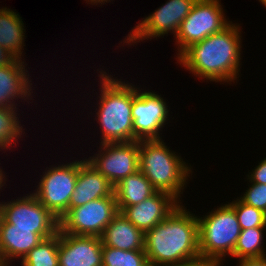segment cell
Here are the masks:
<instances>
[{
    "instance_id": "obj_1",
    "label": "cell",
    "mask_w": 266,
    "mask_h": 266,
    "mask_svg": "<svg viewBox=\"0 0 266 266\" xmlns=\"http://www.w3.org/2000/svg\"><path fill=\"white\" fill-rule=\"evenodd\" d=\"M241 28L239 23L232 22L221 32L190 45L175 63L202 81L223 85L239 82L243 60Z\"/></svg>"
},
{
    "instance_id": "obj_2",
    "label": "cell",
    "mask_w": 266,
    "mask_h": 266,
    "mask_svg": "<svg viewBox=\"0 0 266 266\" xmlns=\"http://www.w3.org/2000/svg\"><path fill=\"white\" fill-rule=\"evenodd\" d=\"M184 205L179 203L163 221L145 232L144 250L150 266L201 257L198 217Z\"/></svg>"
},
{
    "instance_id": "obj_3",
    "label": "cell",
    "mask_w": 266,
    "mask_h": 266,
    "mask_svg": "<svg viewBox=\"0 0 266 266\" xmlns=\"http://www.w3.org/2000/svg\"><path fill=\"white\" fill-rule=\"evenodd\" d=\"M99 69L96 73H99L100 94L95 92V113H89L95 114L93 120L100 126L102 136L99 135V144L133 142L132 101L136 96V85L125 79H118L115 74H109V70L106 73L105 69Z\"/></svg>"
},
{
    "instance_id": "obj_4",
    "label": "cell",
    "mask_w": 266,
    "mask_h": 266,
    "mask_svg": "<svg viewBox=\"0 0 266 266\" xmlns=\"http://www.w3.org/2000/svg\"><path fill=\"white\" fill-rule=\"evenodd\" d=\"M139 170L156 191L170 194L179 203L194 173L191 164L163 139L139 141Z\"/></svg>"
},
{
    "instance_id": "obj_5",
    "label": "cell",
    "mask_w": 266,
    "mask_h": 266,
    "mask_svg": "<svg viewBox=\"0 0 266 266\" xmlns=\"http://www.w3.org/2000/svg\"><path fill=\"white\" fill-rule=\"evenodd\" d=\"M198 217L199 253L212 266H223L232 256L241 228L234 208L221 203Z\"/></svg>"
},
{
    "instance_id": "obj_6",
    "label": "cell",
    "mask_w": 266,
    "mask_h": 266,
    "mask_svg": "<svg viewBox=\"0 0 266 266\" xmlns=\"http://www.w3.org/2000/svg\"><path fill=\"white\" fill-rule=\"evenodd\" d=\"M58 165V166H57ZM49 165L31 193L59 220L69 211L78 176V160Z\"/></svg>"
},
{
    "instance_id": "obj_7",
    "label": "cell",
    "mask_w": 266,
    "mask_h": 266,
    "mask_svg": "<svg viewBox=\"0 0 266 266\" xmlns=\"http://www.w3.org/2000/svg\"><path fill=\"white\" fill-rule=\"evenodd\" d=\"M225 13L221 0H197L174 37L178 50L175 59L190 45L228 27L232 21Z\"/></svg>"
},
{
    "instance_id": "obj_8",
    "label": "cell",
    "mask_w": 266,
    "mask_h": 266,
    "mask_svg": "<svg viewBox=\"0 0 266 266\" xmlns=\"http://www.w3.org/2000/svg\"><path fill=\"white\" fill-rule=\"evenodd\" d=\"M197 0H167L159 8L154 10L148 16H144L142 20L137 22L124 40L119 43L120 46H135L140 41L149 40L160 37L163 38L169 33L175 37L179 31L182 21L189 15L194 3Z\"/></svg>"
},
{
    "instance_id": "obj_9",
    "label": "cell",
    "mask_w": 266,
    "mask_h": 266,
    "mask_svg": "<svg viewBox=\"0 0 266 266\" xmlns=\"http://www.w3.org/2000/svg\"><path fill=\"white\" fill-rule=\"evenodd\" d=\"M0 216L12 228L33 229L44 239L56 234L59 230V219L56 218L30 192L17 199L0 201Z\"/></svg>"
},
{
    "instance_id": "obj_10",
    "label": "cell",
    "mask_w": 266,
    "mask_h": 266,
    "mask_svg": "<svg viewBox=\"0 0 266 266\" xmlns=\"http://www.w3.org/2000/svg\"><path fill=\"white\" fill-rule=\"evenodd\" d=\"M166 100L155 90L140 89L136 84V96L132 101L134 141L163 139L162 129L170 123V107Z\"/></svg>"
},
{
    "instance_id": "obj_11",
    "label": "cell",
    "mask_w": 266,
    "mask_h": 266,
    "mask_svg": "<svg viewBox=\"0 0 266 266\" xmlns=\"http://www.w3.org/2000/svg\"><path fill=\"white\" fill-rule=\"evenodd\" d=\"M118 213L116 196L113 193L111 196L71 208L59 220V228L67 234L100 237Z\"/></svg>"
},
{
    "instance_id": "obj_12",
    "label": "cell",
    "mask_w": 266,
    "mask_h": 266,
    "mask_svg": "<svg viewBox=\"0 0 266 266\" xmlns=\"http://www.w3.org/2000/svg\"><path fill=\"white\" fill-rule=\"evenodd\" d=\"M99 145L100 150L85 159L114 187L139 170V141Z\"/></svg>"
},
{
    "instance_id": "obj_13",
    "label": "cell",
    "mask_w": 266,
    "mask_h": 266,
    "mask_svg": "<svg viewBox=\"0 0 266 266\" xmlns=\"http://www.w3.org/2000/svg\"><path fill=\"white\" fill-rule=\"evenodd\" d=\"M101 238L73 235L59 228V266H102Z\"/></svg>"
},
{
    "instance_id": "obj_14",
    "label": "cell",
    "mask_w": 266,
    "mask_h": 266,
    "mask_svg": "<svg viewBox=\"0 0 266 266\" xmlns=\"http://www.w3.org/2000/svg\"><path fill=\"white\" fill-rule=\"evenodd\" d=\"M25 61L15 59L12 63L0 66V107L19 109L17 105L21 100L28 104L34 100V82Z\"/></svg>"
},
{
    "instance_id": "obj_15",
    "label": "cell",
    "mask_w": 266,
    "mask_h": 266,
    "mask_svg": "<svg viewBox=\"0 0 266 266\" xmlns=\"http://www.w3.org/2000/svg\"><path fill=\"white\" fill-rule=\"evenodd\" d=\"M178 204L170 194L156 191L141 203L124 207L120 214L146 232L163 221Z\"/></svg>"
},
{
    "instance_id": "obj_16",
    "label": "cell",
    "mask_w": 266,
    "mask_h": 266,
    "mask_svg": "<svg viewBox=\"0 0 266 266\" xmlns=\"http://www.w3.org/2000/svg\"><path fill=\"white\" fill-rule=\"evenodd\" d=\"M114 186L90 165L85 158L78 159V176L69 202V210L103 197L111 196Z\"/></svg>"
},
{
    "instance_id": "obj_17",
    "label": "cell",
    "mask_w": 266,
    "mask_h": 266,
    "mask_svg": "<svg viewBox=\"0 0 266 266\" xmlns=\"http://www.w3.org/2000/svg\"><path fill=\"white\" fill-rule=\"evenodd\" d=\"M43 240L33 229L12 228V224L0 216V262L6 266L12 265L15 259L22 261Z\"/></svg>"
},
{
    "instance_id": "obj_18",
    "label": "cell",
    "mask_w": 266,
    "mask_h": 266,
    "mask_svg": "<svg viewBox=\"0 0 266 266\" xmlns=\"http://www.w3.org/2000/svg\"><path fill=\"white\" fill-rule=\"evenodd\" d=\"M100 238L103 246L124 251H145V232L135 227L120 212L105 227Z\"/></svg>"
},
{
    "instance_id": "obj_19",
    "label": "cell",
    "mask_w": 266,
    "mask_h": 266,
    "mask_svg": "<svg viewBox=\"0 0 266 266\" xmlns=\"http://www.w3.org/2000/svg\"><path fill=\"white\" fill-rule=\"evenodd\" d=\"M22 20L15 10L6 6L0 7V46L16 59L26 60L23 54V47L26 46V28Z\"/></svg>"
},
{
    "instance_id": "obj_20",
    "label": "cell",
    "mask_w": 266,
    "mask_h": 266,
    "mask_svg": "<svg viewBox=\"0 0 266 266\" xmlns=\"http://www.w3.org/2000/svg\"><path fill=\"white\" fill-rule=\"evenodd\" d=\"M155 192L151 182L138 170L135 174L122 179L114 187L118 211L120 212L126 206L141 203Z\"/></svg>"
},
{
    "instance_id": "obj_21",
    "label": "cell",
    "mask_w": 266,
    "mask_h": 266,
    "mask_svg": "<svg viewBox=\"0 0 266 266\" xmlns=\"http://www.w3.org/2000/svg\"><path fill=\"white\" fill-rule=\"evenodd\" d=\"M265 231L266 227H253L241 230L231 258H235L238 261L245 258L266 256Z\"/></svg>"
},
{
    "instance_id": "obj_22",
    "label": "cell",
    "mask_w": 266,
    "mask_h": 266,
    "mask_svg": "<svg viewBox=\"0 0 266 266\" xmlns=\"http://www.w3.org/2000/svg\"><path fill=\"white\" fill-rule=\"evenodd\" d=\"M19 118L18 109L0 107V151L3 153L11 150L10 148L14 149L13 145L18 144L17 142L24 136L27 137L26 129H23Z\"/></svg>"
},
{
    "instance_id": "obj_23",
    "label": "cell",
    "mask_w": 266,
    "mask_h": 266,
    "mask_svg": "<svg viewBox=\"0 0 266 266\" xmlns=\"http://www.w3.org/2000/svg\"><path fill=\"white\" fill-rule=\"evenodd\" d=\"M59 230L53 236L44 239L28 252L20 262L21 266H59L58 257Z\"/></svg>"
},
{
    "instance_id": "obj_24",
    "label": "cell",
    "mask_w": 266,
    "mask_h": 266,
    "mask_svg": "<svg viewBox=\"0 0 266 266\" xmlns=\"http://www.w3.org/2000/svg\"><path fill=\"white\" fill-rule=\"evenodd\" d=\"M102 266H150L145 251H124L103 246Z\"/></svg>"
},
{
    "instance_id": "obj_25",
    "label": "cell",
    "mask_w": 266,
    "mask_h": 266,
    "mask_svg": "<svg viewBox=\"0 0 266 266\" xmlns=\"http://www.w3.org/2000/svg\"><path fill=\"white\" fill-rule=\"evenodd\" d=\"M235 210L241 230L253 227H266V213L247 205L239 198L228 202Z\"/></svg>"
},
{
    "instance_id": "obj_26",
    "label": "cell",
    "mask_w": 266,
    "mask_h": 266,
    "mask_svg": "<svg viewBox=\"0 0 266 266\" xmlns=\"http://www.w3.org/2000/svg\"><path fill=\"white\" fill-rule=\"evenodd\" d=\"M245 181L250 184L247 182L248 188L238 198L247 205L266 213V184L253 183L248 179Z\"/></svg>"
},
{
    "instance_id": "obj_27",
    "label": "cell",
    "mask_w": 266,
    "mask_h": 266,
    "mask_svg": "<svg viewBox=\"0 0 266 266\" xmlns=\"http://www.w3.org/2000/svg\"><path fill=\"white\" fill-rule=\"evenodd\" d=\"M246 177L245 179H248L250 182L266 184V157L260 162L258 161V165L251 171L249 170Z\"/></svg>"
},
{
    "instance_id": "obj_28",
    "label": "cell",
    "mask_w": 266,
    "mask_h": 266,
    "mask_svg": "<svg viewBox=\"0 0 266 266\" xmlns=\"http://www.w3.org/2000/svg\"><path fill=\"white\" fill-rule=\"evenodd\" d=\"M158 266H212L210 263L202 259L201 257L186 260L183 262L168 264V265H158Z\"/></svg>"
},
{
    "instance_id": "obj_29",
    "label": "cell",
    "mask_w": 266,
    "mask_h": 266,
    "mask_svg": "<svg viewBox=\"0 0 266 266\" xmlns=\"http://www.w3.org/2000/svg\"><path fill=\"white\" fill-rule=\"evenodd\" d=\"M238 262L236 266H266V256L240 259Z\"/></svg>"
},
{
    "instance_id": "obj_30",
    "label": "cell",
    "mask_w": 266,
    "mask_h": 266,
    "mask_svg": "<svg viewBox=\"0 0 266 266\" xmlns=\"http://www.w3.org/2000/svg\"><path fill=\"white\" fill-rule=\"evenodd\" d=\"M16 58L3 47L0 46V66L12 63Z\"/></svg>"
},
{
    "instance_id": "obj_31",
    "label": "cell",
    "mask_w": 266,
    "mask_h": 266,
    "mask_svg": "<svg viewBox=\"0 0 266 266\" xmlns=\"http://www.w3.org/2000/svg\"><path fill=\"white\" fill-rule=\"evenodd\" d=\"M0 167V191L4 190L7 186L6 182L8 181V179L6 178L7 175L5 174V172L3 171V168ZM6 185V186H5ZM5 187V188H3ZM3 188V189H2ZM1 193V192H0Z\"/></svg>"
},
{
    "instance_id": "obj_32",
    "label": "cell",
    "mask_w": 266,
    "mask_h": 266,
    "mask_svg": "<svg viewBox=\"0 0 266 266\" xmlns=\"http://www.w3.org/2000/svg\"><path fill=\"white\" fill-rule=\"evenodd\" d=\"M86 1V3L90 4V5H94V6H97V5H104L106 3H109L111 1H114V0H84ZM106 2V3H105Z\"/></svg>"
},
{
    "instance_id": "obj_33",
    "label": "cell",
    "mask_w": 266,
    "mask_h": 266,
    "mask_svg": "<svg viewBox=\"0 0 266 266\" xmlns=\"http://www.w3.org/2000/svg\"><path fill=\"white\" fill-rule=\"evenodd\" d=\"M259 2L264 6V8L266 7V0H259Z\"/></svg>"
},
{
    "instance_id": "obj_34",
    "label": "cell",
    "mask_w": 266,
    "mask_h": 266,
    "mask_svg": "<svg viewBox=\"0 0 266 266\" xmlns=\"http://www.w3.org/2000/svg\"><path fill=\"white\" fill-rule=\"evenodd\" d=\"M0 266H6L4 263L0 262Z\"/></svg>"
}]
</instances>
